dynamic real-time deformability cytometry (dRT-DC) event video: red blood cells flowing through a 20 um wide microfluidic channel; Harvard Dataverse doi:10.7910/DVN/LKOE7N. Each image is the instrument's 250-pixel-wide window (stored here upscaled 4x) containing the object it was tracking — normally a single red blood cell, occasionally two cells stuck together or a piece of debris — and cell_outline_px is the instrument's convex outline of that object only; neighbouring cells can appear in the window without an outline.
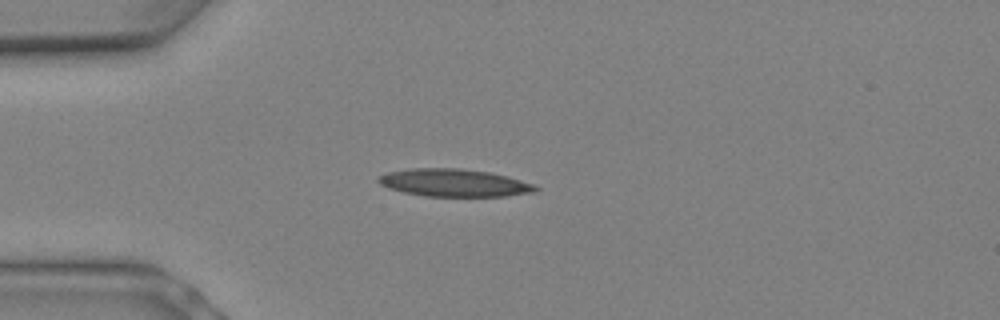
{"species": "Egyptian fruit bat (a non-hibernating species)", "species_latin": "Rousettus aegyptiacus", "temperature_condition": "warm", "stored_images_in_passage": 7, "camera_frame_rate_fps": 3000, "um_per_image_px": 0.085, "animal": {"sex": "female"}, "frame": {"image": 1, "passage_image": 5, "time_ms": 1.333, "image_size_px": [1000, 320], "cell_outline_px": [[540, 188], [536, 192], [508, 196], [424, 196], [404, 192], [388, 188], [380, 184], [376, 180], [376, 176], [388, 172], [412, 168], [460, 168], [488, 172], [508, 176], [532, 184]], "centroid_in_image_um": [38.58, 15.54], "position_along_channel_um": 46.4, "area_um2": 25.37}}
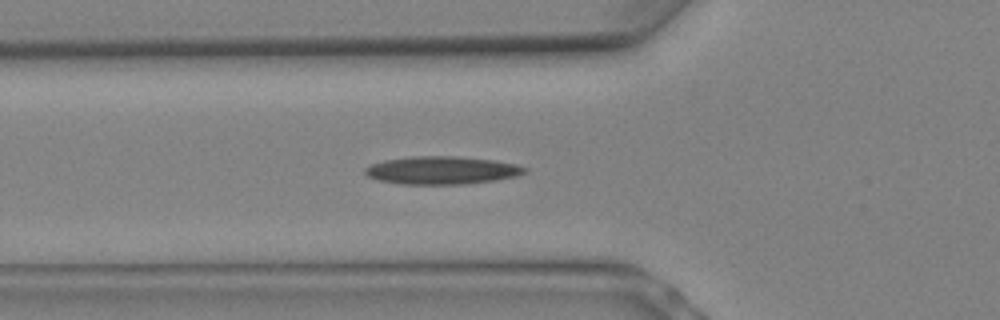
{"frame": {"image": 2, "passage_image": 7, "time_ms": 2.0, "image_size_px": [1000, 320], "cell_outline_px": [[528, 172], [516, 176], [496, 180], [464, 184], [404, 184], [380, 180], [368, 176], [364, 172], [364, 168], [372, 164], [384, 160], [412, 156], [456, 156], [496, 160], [516, 164], [528, 168]], "centroid_in_image_um": [37.6, 14.47], "position_along_channel_um": 88.2, "area_um2": 26.01}}